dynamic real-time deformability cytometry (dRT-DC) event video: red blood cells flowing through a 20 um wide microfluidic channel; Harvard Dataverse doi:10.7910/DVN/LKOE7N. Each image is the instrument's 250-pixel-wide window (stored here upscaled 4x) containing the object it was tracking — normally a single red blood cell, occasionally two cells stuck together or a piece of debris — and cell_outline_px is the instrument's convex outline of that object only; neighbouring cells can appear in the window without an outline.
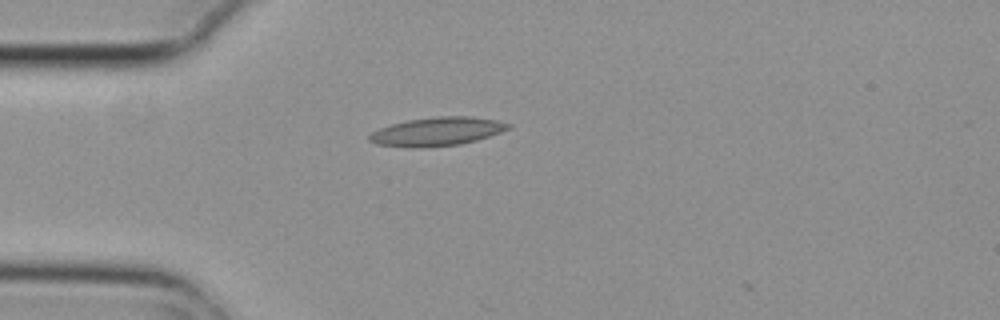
{"species": "common noctule bat (a hibernating species)", "species_latin": "Nyctalus noctula", "temperature_condition": "cold", "stored_images_in_passage": 2, "camera_frame_rate_fps": 3000, "um_per_image_px": 0.085, "animal": {"sex": "female", "body_mass_g": 29.2, "forearm_length_mm": 56.3}, "frame": {"image": 1, "passage_image": 1, "time_ms": 0.0, "image_size_px": [1000, 320], "cell_outline_px": [[512, 128], [476, 140], [460, 144], [412, 148], [376, 144], [368, 140], [368, 136], [372, 132], [380, 128], [392, 124], [408, 120], [432, 116], [472, 116], [496, 120], [512, 124]], "centroid_in_image_um": [37.15, 11.17], "position_along_channel_um": 47.8, "area_um2": 23.12}}